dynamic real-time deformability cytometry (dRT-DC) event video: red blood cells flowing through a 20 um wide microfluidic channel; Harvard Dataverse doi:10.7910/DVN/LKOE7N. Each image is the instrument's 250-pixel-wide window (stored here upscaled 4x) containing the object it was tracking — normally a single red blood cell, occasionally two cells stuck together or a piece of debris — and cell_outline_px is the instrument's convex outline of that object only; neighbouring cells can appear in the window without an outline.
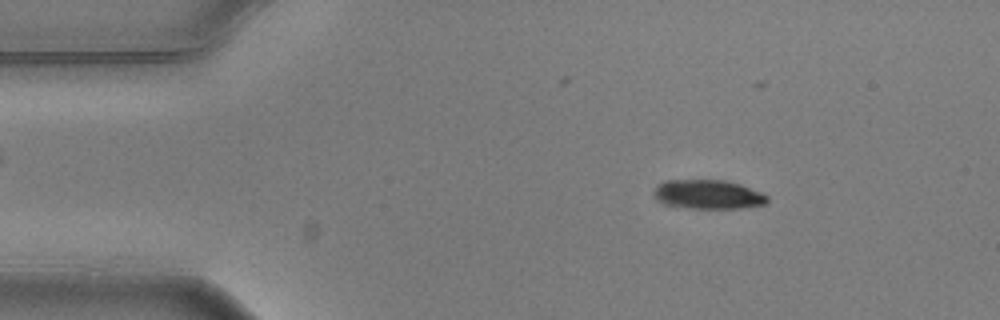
{"species": "common noctule bat (a hibernating species)", "species_latin": "Nyctalus noctula", "temperature_condition": "warm", "stored_images_in_passage": 4, "camera_frame_rate_fps": 3000, "um_per_image_px": 0.085, "animal": {"sex": "male", "body_mass_g": 20.5, "forearm_length_mm": 52.5}, "frame": {"image": 1, "passage_image": 2, "time_ms": 0.333, "image_size_px": [1000, 320], "cell_outline_px": [[768, 204], [744, 208], [692, 208], [668, 204], [660, 200], [656, 196], [656, 188], [660, 184], [668, 180], [724, 180], [740, 184], [760, 192], [768, 196]], "centroid_in_image_um": [60.29, 16.53], "position_along_channel_um": 24.7, "area_um2": 18.84}}